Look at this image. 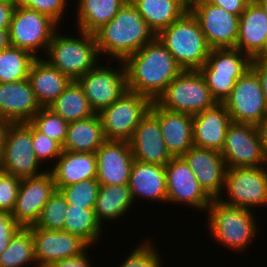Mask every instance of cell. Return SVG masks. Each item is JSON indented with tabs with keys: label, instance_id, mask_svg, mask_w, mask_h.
<instances>
[{
	"label": "cell",
	"instance_id": "obj_1",
	"mask_svg": "<svg viewBox=\"0 0 267 267\" xmlns=\"http://www.w3.org/2000/svg\"><path fill=\"white\" fill-rule=\"evenodd\" d=\"M127 88L155 101L183 69L156 37L124 61Z\"/></svg>",
	"mask_w": 267,
	"mask_h": 267
},
{
	"label": "cell",
	"instance_id": "obj_2",
	"mask_svg": "<svg viewBox=\"0 0 267 267\" xmlns=\"http://www.w3.org/2000/svg\"><path fill=\"white\" fill-rule=\"evenodd\" d=\"M100 56L124 61L156 38L135 6L127 1L114 18L93 33Z\"/></svg>",
	"mask_w": 267,
	"mask_h": 267
},
{
	"label": "cell",
	"instance_id": "obj_3",
	"mask_svg": "<svg viewBox=\"0 0 267 267\" xmlns=\"http://www.w3.org/2000/svg\"><path fill=\"white\" fill-rule=\"evenodd\" d=\"M58 31L53 34L46 57L43 58L72 81H76L100 62L95 37L81 30H78L79 38L78 35L67 36Z\"/></svg>",
	"mask_w": 267,
	"mask_h": 267
},
{
	"label": "cell",
	"instance_id": "obj_4",
	"mask_svg": "<svg viewBox=\"0 0 267 267\" xmlns=\"http://www.w3.org/2000/svg\"><path fill=\"white\" fill-rule=\"evenodd\" d=\"M156 37L183 70H199L206 63L211 50L191 11H186Z\"/></svg>",
	"mask_w": 267,
	"mask_h": 267
},
{
	"label": "cell",
	"instance_id": "obj_5",
	"mask_svg": "<svg viewBox=\"0 0 267 267\" xmlns=\"http://www.w3.org/2000/svg\"><path fill=\"white\" fill-rule=\"evenodd\" d=\"M206 213H208L206 214L208 229L215 243L226 246L231 251L246 250L251 241L257 237L259 227L257 228V220L251 210L212 199Z\"/></svg>",
	"mask_w": 267,
	"mask_h": 267
},
{
	"label": "cell",
	"instance_id": "obj_6",
	"mask_svg": "<svg viewBox=\"0 0 267 267\" xmlns=\"http://www.w3.org/2000/svg\"><path fill=\"white\" fill-rule=\"evenodd\" d=\"M251 58L236 48L211 49L198 70L217 103L231 94L236 81L251 67Z\"/></svg>",
	"mask_w": 267,
	"mask_h": 267
},
{
	"label": "cell",
	"instance_id": "obj_7",
	"mask_svg": "<svg viewBox=\"0 0 267 267\" xmlns=\"http://www.w3.org/2000/svg\"><path fill=\"white\" fill-rule=\"evenodd\" d=\"M155 102L162 108L191 115L217 104L198 70H183Z\"/></svg>",
	"mask_w": 267,
	"mask_h": 267
},
{
	"label": "cell",
	"instance_id": "obj_8",
	"mask_svg": "<svg viewBox=\"0 0 267 267\" xmlns=\"http://www.w3.org/2000/svg\"><path fill=\"white\" fill-rule=\"evenodd\" d=\"M152 102L149 97L128 90L101 110L98 115L105 139L129 142L139 122L150 111Z\"/></svg>",
	"mask_w": 267,
	"mask_h": 267
},
{
	"label": "cell",
	"instance_id": "obj_9",
	"mask_svg": "<svg viewBox=\"0 0 267 267\" xmlns=\"http://www.w3.org/2000/svg\"><path fill=\"white\" fill-rule=\"evenodd\" d=\"M59 28L49 16L16 5L9 27L10 46L24 49L36 58L40 57L37 53L40 50L46 53L53 34Z\"/></svg>",
	"mask_w": 267,
	"mask_h": 267
},
{
	"label": "cell",
	"instance_id": "obj_10",
	"mask_svg": "<svg viewBox=\"0 0 267 267\" xmlns=\"http://www.w3.org/2000/svg\"><path fill=\"white\" fill-rule=\"evenodd\" d=\"M40 163L32 148V123H10L0 167L9 175L22 179L43 174L46 170Z\"/></svg>",
	"mask_w": 267,
	"mask_h": 267
},
{
	"label": "cell",
	"instance_id": "obj_11",
	"mask_svg": "<svg viewBox=\"0 0 267 267\" xmlns=\"http://www.w3.org/2000/svg\"><path fill=\"white\" fill-rule=\"evenodd\" d=\"M227 168L223 203L253 211L252 207L267 208V167Z\"/></svg>",
	"mask_w": 267,
	"mask_h": 267
},
{
	"label": "cell",
	"instance_id": "obj_12",
	"mask_svg": "<svg viewBox=\"0 0 267 267\" xmlns=\"http://www.w3.org/2000/svg\"><path fill=\"white\" fill-rule=\"evenodd\" d=\"M118 63L117 68L97 64L76 80L95 113L113 104L128 91L124 63Z\"/></svg>",
	"mask_w": 267,
	"mask_h": 267
},
{
	"label": "cell",
	"instance_id": "obj_13",
	"mask_svg": "<svg viewBox=\"0 0 267 267\" xmlns=\"http://www.w3.org/2000/svg\"><path fill=\"white\" fill-rule=\"evenodd\" d=\"M223 104L232 122L257 126L267 115V102L259 76L251 67L236 81Z\"/></svg>",
	"mask_w": 267,
	"mask_h": 267
},
{
	"label": "cell",
	"instance_id": "obj_14",
	"mask_svg": "<svg viewBox=\"0 0 267 267\" xmlns=\"http://www.w3.org/2000/svg\"><path fill=\"white\" fill-rule=\"evenodd\" d=\"M221 155L227 168L267 166L257 127L251 124L232 122L229 125Z\"/></svg>",
	"mask_w": 267,
	"mask_h": 267
},
{
	"label": "cell",
	"instance_id": "obj_15",
	"mask_svg": "<svg viewBox=\"0 0 267 267\" xmlns=\"http://www.w3.org/2000/svg\"><path fill=\"white\" fill-rule=\"evenodd\" d=\"M55 191L54 177L49 169L43 174L22 178L14 208L10 213L15 222L23 228L34 226L43 206Z\"/></svg>",
	"mask_w": 267,
	"mask_h": 267
},
{
	"label": "cell",
	"instance_id": "obj_16",
	"mask_svg": "<svg viewBox=\"0 0 267 267\" xmlns=\"http://www.w3.org/2000/svg\"><path fill=\"white\" fill-rule=\"evenodd\" d=\"M167 204L187 205L206 211L212 199L200 186L193 171L182 157L172 158L165 165ZM175 203V204H174Z\"/></svg>",
	"mask_w": 267,
	"mask_h": 267
},
{
	"label": "cell",
	"instance_id": "obj_17",
	"mask_svg": "<svg viewBox=\"0 0 267 267\" xmlns=\"http://www.w3.org/2000/svg\"><path fill=\"white\" fill-rule=\"evenodd\" d=\"M211 49L235 48L239 35V16L200 0L191 10Z\"/></svg>",
	"mask_w": 267,
	"mask_h": 267
},
{
	"label": "cell",
	"instance_id": "obj_18",
	"mask_svg": "<svg viewBox=\"0 0 267 267\" xmlns=\"http://www.w3.org/2000/svg\"><path fill=\"white\" fill-rule=\"evenodd\" d=\"M37 267L81 255L90 247L84 240L65 231L31 226Z\"/></svg>",
	"mask_w": 267,
	"mask_h": 267
},
{
	"label": "cell",
	"instance_id": "obj_19",
	"mask_svg": "<svg viewBox=\"0 0 267 267\" xmlns=\"http://www.w3.org/2000/svg\"><path fill=\"white\" fill-rule=\"evenodd\" d=\"M182 158L211 199H220L224 196L222 191H224L227 167L221 152L193 146Z\"/></svg>",
	"mask_w": 267,
	"mask_h": 267
},
{
	"label": "cell",
	"instance_id": "obj_20",
	"mask_svg": "<svg viewBox=\"0 0 267 267\" xmlns=\"http://www.w3.org/2000/svg\"><path fill=\"white\" fill-rule=\"evenodd\" d=\"M96 180L100 185H125L129 183L134 161L129 142L106 140L95 152Z\"/></svg>",
	"mask_w": 267,
	"mask_h": 267
},
{
	"label": "cell",
	"instance_id": "obj_21",
	"mask_svg": "<svg viewBox=\"0 0 267 267\" xmlns=\"http://www.w3.org/2000/svg\"><path fill=\"white\" fill-rule=\"evenodd\" d=\"M134 160L165 166L173 157L163 140L159 120L149 111L129 141Z\"/></svg>",
	"mask_w": 267,
	"mask_h": 267
},
{
	"label": "cell",
	"instance_id": "obj_22",
	"mask_svg": "<svg viewBox=\"0 0 267 267\" xmlns=\"http://www.w3.org/2000/svg\"><path fill=\"white\" fill-rule=\"evenodd\" d=\"M150 112L159 120L163 140L173 158L182 157L193 143V115L175 112L152 102Z\"/></svg>",
	"mask_w": 267,
	"mask_h": 267
},
{
	"label": "cell",
	"instance_id": "obj_23",
	"mask_svg": "<svg viewBox=\"0 0 267 267\" xmlns=\"http://www.w3.org/2000/svg\"><path fill=\"white\" fill-rule=\"evenodd\" d=\"M41 108L28 79L0 83V119L11 123L30 122Z\"/></svg>",
	"mask_w": 267,
	"mask_h": 267
},
{
	"label": "cell",
	"instance_id": "obj_24",
	"mask_svg": "<svg viewBox=\"0 0 267 267\" xmlns=\"http://www.w3.org/2000/svg\"><path fill=\"white\" fill-rule=\"evenodd\" d=\"M232 123L223 103L193 115V143L195 147L221 152L226 132Z\"/></svg>",
	"mask_w": 267,
	"mask_h": 267
},
{
	"label": "cell",
	"instance_id": "obj_25",
	"mask_svg": "<svg viewBox=\"0 0 267 267\" xmlns=\"http://www.w3.org/2000/svg\"><path fill=\"white\" fill-rule=\"evenodd\" d=\"M128 185L134 203L139 197L148 201L167 203L165 166L134 160Z\"/></svg>",
	"mask_w": 267,
	"mask_h": 267
},
{
	"label": "cell",
	"instance_id": "obj_26",
	"mask_svg": "<svg viewBox=\"0 0 267 267\" xmlns=\"http://www.w3.org/2000/svg\"><path fill=\"white\" fill-rule=\"evenodd\" d=\"M267 40V14L252 0L239 19V35L235 48L255 58L264 48Z\"/></svg>",
	"mask_w": 267,
	"mask_h": 267
},
{
	"label": "cell",
	"instance_id": "obj_27",
	"mask_svg": "<svg viewBox=\"0 0 267 267\" xmlns=\"http://www.w3.org/2000/svg\"><path fill=\"white\" fill-rule=\"evenodd\" d=\"M27 79L41 107H48L72 82L42 57L33 60Z\"/></svg>",
	"mask_w": 267,
	"mask_h": 267
},
{
	"label": "cell",
	"instance_id": "obj_28",
	"mask_svg": "<svg viewBox=\"0 0 267 267\" xmlns=\"http://www.w3.org/2000/svg\"><path fill=\"white\" fill-rule=\"evenodd\" d=\"M51 171L56 189L87 179H96L95 153L72 152L62 150Z\"/></svg>",
	"mask_w": 267,
	"mask_h": 267
},
{
	"label": "cell",
	"instance_id": "obj_29",
	"mask_svg": "<svg viewBox=\"0 0 267 267\" xmlns=\"http://www.w3.org/2000/svg\"><path fill=\"white\" fill-rule=\"evenodd\" d=\"M105 141L102 121L96 113L89 118L69 123L62 150L95 153Z\"/></svg>",
	"mask_w": 267,
	"mask_h": 267
},
{
	"label": "cell",
	"instance_id": "obj_30",
	"mask_svg": "<svg viewBox=\"0 0 267 267\" xmlns=\"http://www.w3.org/2000/svg\"><path fill=\"white\" fill-rule=\"evenodd\" d=\"M135 204L128 184L125 185H100L95 204L97 221L104 227V221L120 219L130 212V207Z\"/></svg>",
	"mask_w": 267,
	"mask_h": 267
},
{
	"label": "cell",
	"instance_id": "obj_31",
	"mask_svg": "<svg viewBox=\"0 0 267 267\" xmlns=\"http://www.w3.org/2000/svg\"><path fill=\"white\" fill-rule=\"evenodd\" d=\"M127 1L129 0H77V30L93 34L110 22Z\"/></svg>",
	"mask_w": 267,
	"mask_h": 267
},
{
	"label": "cell",
	"instance_id": "obj_32",
	"mask_svg": "<svg viewBox=\"0 0 267 267\" xmlns=\"http://www.w3.org/2000/svg\"><path fill=\"white\" fill-rule=\"evenodd\" d=\"M157 35L178 20L186 10L175 0H129Z\"/></svg>",
	"mask_w": 267,
	"mask_h": 267
},
{
	"label": "cell",
	"instance_id": "obj_33",
	"mask_svg": "<svg viewBox=\"0 0 267 267\" xmlns=\"http://www.w3.org/2000/svg\"><path fill=\"white\" fill-rule=\"evenodd\" d=\"M48 108L68 123L83 120L96 114L76 81H72Z\"/></svg>",
	"mask_w": 267,
	"mask_h": 267
},
{
	"label": "cell",
	"instance_id": "obj_34",
	"mask_svg": "<svg viewBox=\"0 0 267 267\" xmlns=\"http://www.w3.org/2000/svg\"><path fill=\"white\" fill-rule=\"evenodd\" d=\"M102 230L103 227L97 221L94 209L68 204L65 212V232L80 237L92 247L102 237Z\"/></svg>",
	"mask_w": 267,
	"mask_h": 267
},
{
	"label": "cell",
	"instance_id": "obj_35",
	"mask_svg": "<svg viewBox=\"0 0 267 267\" xmlns=\"http://www.w3.org/2000/svg\"><path fill=\"white\" fill-rule=\"evenodd\" d=\"M32 263L37 267L31 228L21 227L0 255V267H25Z\"/></svg>",
	"mask_w": 267,
	"mask_h": 267
},
{
	"label": "cell",
	"instance_id": "obj_36",
	"mask_svg": "<svg viewBox=\"0 0 267 267\" xmlns=\"http://www.w3.org/2000/svg\"><path fill=\"white\" fill-rule=\"evenodd\" d=\"M34 57L30 52L9 46L0 51V83L26 80Z\"/></svg>",
	"mask_w": 267,
	"mask_h": 267
},
{
	"label": "cell",
	"instance_id": "obj_37",
	"mask_svg": "<svg viewBox=\"0 0 267 267\" xmlns=\"http://www.w3.org/2000/svg\"><path fill=\"white\" fill-rule=\"evenodd\" d=\"M68 203L60 190L51 195L50 199L43 206L35 227L47 230L64 231L65 212Z\"/></svg>",
	"mask_w": 267,
	"mask_h": 267
},
{
	"label": "cell",
	"instance_id": "obj_38",
	"mask_svg": "<svg viewBox=\"0 0 267 267\" xmlns=\"http://www.w3.org/2000/svg\"><path fill=\"white\" fill-rule=\"evenodd\" d=\"M100 184L96 179H87L79 183L60 187L58 190L64 195L68 204L94 209Z\"/></svg>",
	"mask_w": 267,
	"mask_h": 267
},
{
	"label": "cell",
	"instance_id": "obj_39",
	"mask_svg": "<svg viewBox=\"0 0 267 267\" xmlns=\"http://www.w3.org/2000/svg\"><path fill=\"white\" fill-rule=\"evenodd\" d=\"M40 132L63 146L69 123L48 107H42L30 121Z\"/></svg>",
	"mask_w": 267,
	"mask_h": 267
},
{
	"label": "cell",
	"instance_id": "obj_40",
	"mask_svg": "<svg viewBox=\"0 0 267 267\" xmlns=\"http://www.w3.org/2000/svg\"><path fill=\"white\" fill-rule=\"evenodd\" d=\"M145 239L118 267H162V260L154 242Z\"/></svg>",
	"mask_w": 267,
	"mask_h": 267
},
{
	"label": "cell",
	"instance_id": "obj_41",
	"mask_svg": "<svg viewBox=\"0 0 267 267\" xmlns=\"http://www.w3.org/2000/svg\"><path fill=\"white\" fill-rule=\"evenodd\" d=\"M32 148L36 158L41 164L48 160L56 163V160L61 155L62 146L54 139L49 138L44 133L40 132L32 124ZM51 159V160H50ZM53 160V161H52Z\"/></svg>",
	"mask_w": 267,
	"mask_h": 267
},
{
	"label": "cell",
	"instance_id": "obj_42",
	"mask_svg": "<svg viewBox=\"0 0 267 267\" xmlns=\"http://www.w3.org/2000/svg\"><path fill=\"white\" fill-rule=\"evenodd\" d=\"M69 0H15L17 6L35 10L49 16L59 26L63 20V14L68 6Z\"/></svg>",
	"mask_w": 267,
	"mask_h": 267
},
{
	"label": "cell",
	"instance_id": "obj_43",
	"mask_svg": "<svg viewBox=\"0 0 267 267\" xmlns=\"http://www.w3.org/2000/svg\"><path fill=\"white\" fill-rule=\"evenodd\" d=\"M21 178L9 175L0 167V211L9 212L14 208Z\"/></svg>",
	"mask_w": 267,
	"mask_h": 267
},
{
	"label": "cell",
	"instance_id": "obj_44",
	"mask_svg": "<svg viewBox=\"0 0 267 267\" xmlns=\"http://www.w3.org/2000/svg\"><path fill=\"white\" fill-rule=\"evenodd\" d=\"M203 1L221 7L222 9H225L228 13L240 17L241 14L246 9L247 5L252 0H203Z\"/></svg>",
	"mask_w": 267,
	"mask_h": 267
},
{
	"label": "cell",
	"instance_id": "obj_45",
	"mask_svg": "<svg viewBox=\"0 0 267 267\" xmlns=\"http://www.w3.org/2000/svg\"><path fill=\"white\" fill-rule=\"evenodd\" d=\"M87 251L88 249L79 256L54 262L47 267H93L91 261L88 260Z\"/></svg>",
	"mask_w": 267,
	"mask_h": 267
},
{
	"label": "cell",
	"instance_id": "obj_46",
	"mask_svg": "<svg viewBox=\"0 0 267 267\" xmlns=\"http://www.w3.org/2000/svg\"><path fill=\"white\" fill-rule=\"evenodd\" d=\"M20 228L9 212L0 211V235H15Z\"/></svg>",
	"mask_w": 267,
	"mask_h": 267
},
{
	"label": "cell",
	"instance_id": "obj_47",
	"mask_svg": "<svg viewBox=\"0 0 267 267\" xmlns=\"http://www.w3.org/2000/svg\"><path fill=\"white\" fill-rule=\"evenodd\" d=\"M251 68L259 76L260 84L267 102V60L252 59Z\"/></svg>",
	"mask_w": 267,
	"mask_h": 267
},
{
	"label": "cell",
	"instance_id": "obj_48",
	"mask_svg": "<svg viewBox=\"0 0 267 267\" xmlns=\"http://www.w3.org/2000/svg\"><path fill=\"white\" fill-rule=\"evenodd\" d=\"M16 4H0V29H9Z\"/></svg>",
	"mask_w": 267,
	"mask_h": 267
},
{
	"label": "cell",
	"instance_id": "obj_49",
	"mask_svg": "<svg viewBox=\"0 0 267 267\" xmlns=\"http://www.w3.org/2000/svg\"><path fill=\"white\" fill-rule=\"evenodd\" d=\"M256 127L264 153L267 156V115L258 123Z\"/></svg>",
	"mask_w": 267,
	"mask_h": 267
},
{
	"label": "cell",
	"instance_id": "obj_50",
	"mask_svg": "<svg viewBox=\"0 0 267 267\" xmlns=\"http://www.w3.org/2000/svg\"><path fill=\"white\" fill-rule=\"evenodd\" d=\"M10 123L11 122L0 119V160L3 155L5 137Z\"/></svg>",
	"mask_w": 267,
	"mask_h": 267
},
{
	"label": "cell",
	"instance_id": "obj_51",
	"mask_svg": "<svg viewBox=\"0 0 267 267\" xmlns=\"http://www.w3.org/2000/svg\"><path fill=\"white\" fill-rule=\"evenodd\" d=\"M10 46L9 29H0V51Z\"/></svg>",
	"mask_w": 267,
	"mask_h": 267
},
{
	"label": "cell",
	"instance_id": "obj_52",
	"mask_svg": "<svg viewBox=\"0 0 267 267\" xmlns=\"http://www.w3.org/2000/svg\"><path fill=\"white\" fill-rule=\"evenodd\" d=\"M183 9L191 11L200 0H175Z\"/></svg>",
	"mask_w": 267,
	"mask_h": 267
},
{
	"label": "cell",
	"instance_id": "obj_53",
	"mask_svg": "<svg viewBox=\"0 0 267 267\" xmlns=\"http://www.w3.org/2000/svg\"><path fill=\"white\" fill-rule=\"evenodd\" d=\"M14 235H0V255L8 247Z\"/></svg>",
	"mask_w": 267,
	"mask_h": 267
},
{
	"label": "cell",
	"instance_id": "obj_54",
	"mask_svg": "<svg viewBox=\"0 0 267 267\" xmlns=\"http://www.w3.org/2000/svg\"><path fill=\"white\" fill-rule=\"evenodd\" d=\"M253 59L267 60V40H266L265 46L262 49V51Z\"/></svg>",
	"mask_w": 267,
	"mask_h": 267
},
{
	"label": "cell",
	"instance_id": "obj_55",
	"mask_svg": "<svg viewBox=\"0 0 267 267\" xmlns=\"http://www.w3.org/2000/svg\"><path fill=\"white\" fill-rule=\"evenodd\" d=\"M267 14V0H255Z\"/></svg>",
	"mask_w": 267,
	"mask_h": 267
},
{
	"label": "cell",
	"instance_id": "obj_56",
	"mask_svg": "<svg viewBox=\"0 0 267 267\" xmlns=\"http://www.w3.org/2000/svg\"><path fill=\"white\" fill-rule=\"evenodd\" d=\"M0 4H15V0H0Z\"/></svg>",
	"mask_w": 267,
	"mask_h": 267
}]
</instances>
